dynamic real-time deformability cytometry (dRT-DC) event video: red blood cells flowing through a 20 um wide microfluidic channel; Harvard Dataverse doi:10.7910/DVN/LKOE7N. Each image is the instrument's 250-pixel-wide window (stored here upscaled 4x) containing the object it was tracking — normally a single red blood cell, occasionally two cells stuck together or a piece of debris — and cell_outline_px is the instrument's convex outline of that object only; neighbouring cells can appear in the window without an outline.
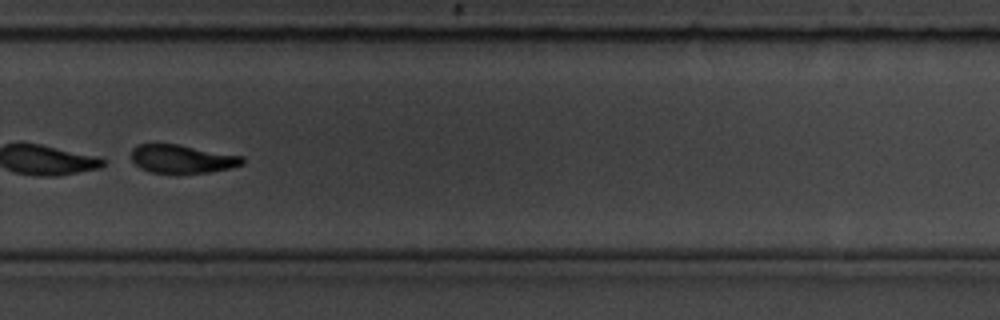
{"species": "common noctule bat (a hibernating species)", "species_latin": "Nyctalus noctula", "temperature_condition": "room temperature", "stored_images_in_passage": 53, "camera_frame_rate_fps": 3000, "um_per_image_px": 0.085, "animal": {"sex": "male", "body_mass_g": 19.5, "forearm_length_mm": 54.6}, "frame": {"image": 1, "passage_image": 37, "time_ms": 12.0, "image_size_px": [1000, 320], "cell_outline_px": [[244, 164], [228, 168], [208, 172], [176, 176], [152, 172], [140, 168], [132, 160], [132, 148], [136, 144], [176, 144], [244, 156]], "centroid_in_image_um": [15.46, 13.54], "position_along_channel_um": 314.3, "area_um2": 18.84}}